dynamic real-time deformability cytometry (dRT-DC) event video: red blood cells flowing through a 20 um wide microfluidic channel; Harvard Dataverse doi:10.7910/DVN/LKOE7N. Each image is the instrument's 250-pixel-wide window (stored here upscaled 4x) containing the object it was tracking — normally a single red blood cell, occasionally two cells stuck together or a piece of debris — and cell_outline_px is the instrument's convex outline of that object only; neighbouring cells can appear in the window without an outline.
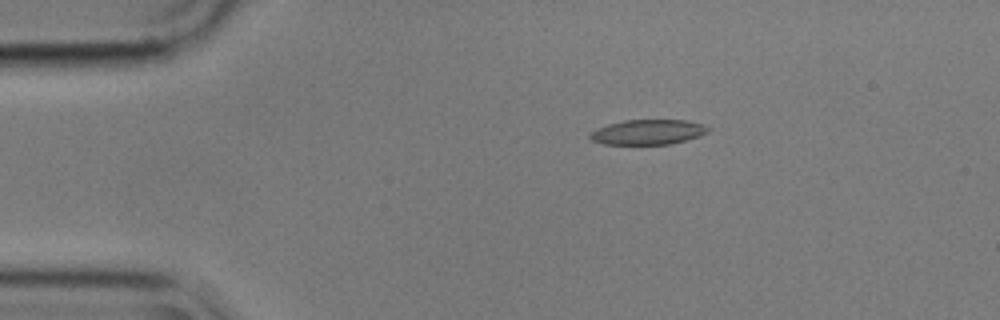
{"species": "common noctule bat (a hibernating species)", "species_latin": "Nyctalus noctula", "temperature_condition": "cold", "stored_images_in_passage": 40, "camera_frame_rate_fps": 3000, "um_per_image_px": 0.085, "animal": {"sex": "male", "body_mass_g": 17.9}, "frame": {"image": 1, "passage_image": 1, "time_ms": 0.0, "image_size_px": [1000, 320], "cell_outline_px": [[712, 128], [708, 132], [700, 136], [668, 144], [604, 144], [592, 140], [588, 136], [596, 128], [608, 124], [624, 120], [688, 120], [704, 124]], "centroid_in_image_um": [55.1, 11.21], "position_along_channel_um": 29.9, "area_um2": 17.22}}
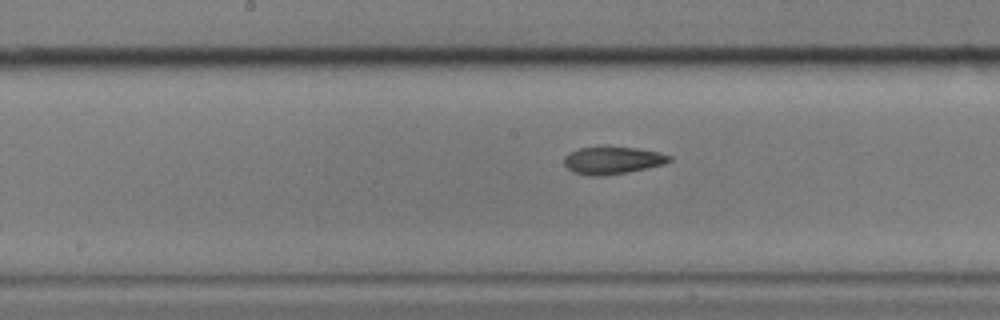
{"frame": {"image": 2, "passage_image": 19, "time_ms": 6.0, "image_size_px": [1000, 320], "cell_outline_px": [[672, 160], [664, 164], [628, 172], [604, 176], [588, 176], [572, 172], [564, 164], [564, 156], [580, 148], [600, 144], [636, 148], [660, 152], [672, 156]], "centroid_in_image_um": [52.05, 13.6], "position_along_channel_um": 196.1, "area_um2": 17.4}}
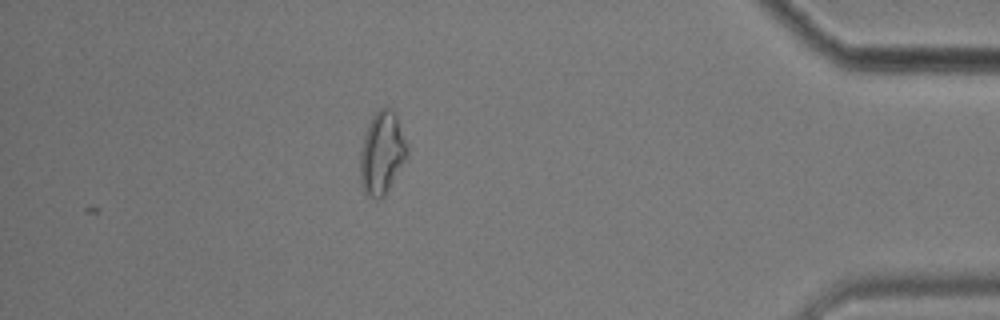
{"frame": {"image": 3, "passage_image": 40, "time_ms": 13.0, "image_size_px": [1000, 320], "cell_outline_px": [[408, 156], [384, 196], [380, 200], [376, 200], [368, 196], [364, 192], [360, 184], [360, 152], [364, 136], [368, 124], [372, 116], [380, 108], [392, 108], [396, 112], [408, 148]], "centroid_in_image_um": [32.46, 13.02], "position_along_channel_um": 402.7, "area_um2": 22.83}, "authors_computed_cell_mechanics": {"area_um2": 17.1955, "velocity_mm_per_s": 3.5631, "shape_relaxation_time_tau1_ms": null, "shape_relaxation_time_tau2_ms": 2.6021, "deformation_change_tau1": null, "deformation_change_tau2": 0.0906}}